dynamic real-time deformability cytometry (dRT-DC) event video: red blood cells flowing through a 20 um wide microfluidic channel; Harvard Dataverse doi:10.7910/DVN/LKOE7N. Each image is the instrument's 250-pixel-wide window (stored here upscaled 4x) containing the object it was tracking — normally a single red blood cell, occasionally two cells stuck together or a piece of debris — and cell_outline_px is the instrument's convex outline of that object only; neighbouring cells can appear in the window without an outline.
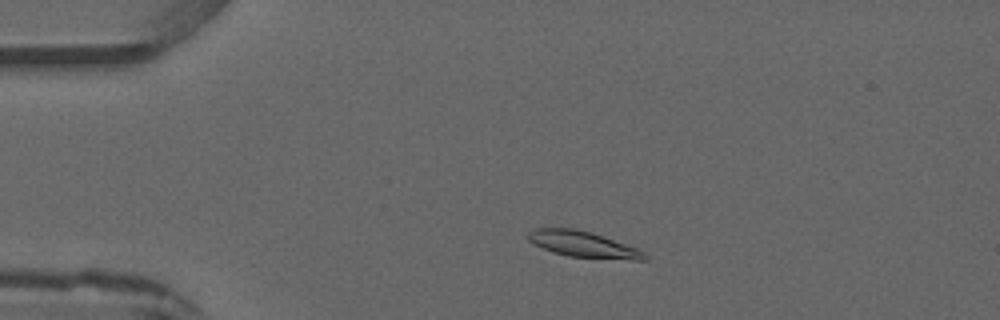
{"species": "common noctule bat (a hibernating species)", "species_latin": "Nyctalus noctula", "temperature_condition": "warm", "stored_images_in_passage": 3, "camera_frame_rate_fps": 3000, "um_per_image_px": 0.085, "animal": {"sex": "male", "forearm_length_mm": 52.5}, "frame": {"image": 1, "passage_image": 2, "time_ms": 1.333, "image_size_px": [1000, 320], "cell_outline_px": [[648, 260], [632, 260], [568, 256], [552, 252], [532, 244], [528, 240], [528, 232], [536, 228], [576, 228], [592, 232], [636, 248], [644, 252], [648, 256]], "centroid_in_image_um": [49.55, 20.77], "position_along_channel_um": 35.5, "area_um2": 17.69}}